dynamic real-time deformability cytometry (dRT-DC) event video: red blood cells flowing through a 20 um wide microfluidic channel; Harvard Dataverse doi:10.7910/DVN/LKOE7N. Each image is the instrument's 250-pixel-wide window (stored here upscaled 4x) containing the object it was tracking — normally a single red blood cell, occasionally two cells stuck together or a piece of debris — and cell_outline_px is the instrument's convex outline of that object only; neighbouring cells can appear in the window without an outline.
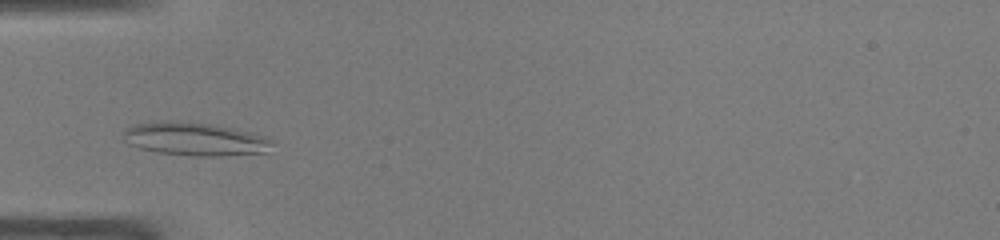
{"species": "common noctule bat (a hibernating species)", "species_latin": "Nyctalus noctula", "temperature_condition": "warm", "stored_images_in_passage": 33, "camera_frame_rate_fps": 3000, "um_per_image_px": 0.085, "animal": {"sex": "male", "body_mass_g": 19.0, "forearm_length_mm": 50.8}, "frame": {"image": 1, "passage_image": 6, "time_ms": 1.667, "image_size_px": [1000, 240], "cell_outline_px": [[272, 144], [264, 152], [220, 156], [192, 156], [156, 152], [140, 148], [128, 144], [124, 140], [120, 132], [124, 128], [136, 124], [160, 120], [172, 120], [212, 124], [252, 132], [268, 136], [272, 140]], "centroid_in_image_um": [16.5, 11.8], "position_along_channel_um": 68.5, "area_um2": 29.19}}
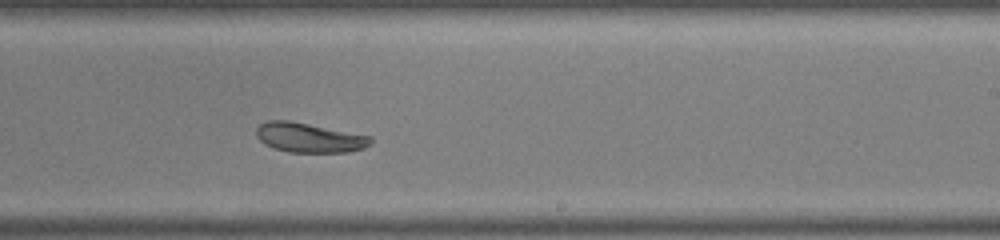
{"frame": {"image": 2, "passage_image": 20, "time_ms": 6.333, "image_size_px": [1000, 240], "cell_outline_px": [[372, 144], [364, 148], [348, 152], [288, 152], [272, 148], [264, 144], [256, 136], [256, 128], [260, 124], [268, 120], [288, 120], [372, 136]], "centroid_in_image_um": [26.27, 11.7], "position_along_channel_um": 262.7, "area_um2": 19.83}}
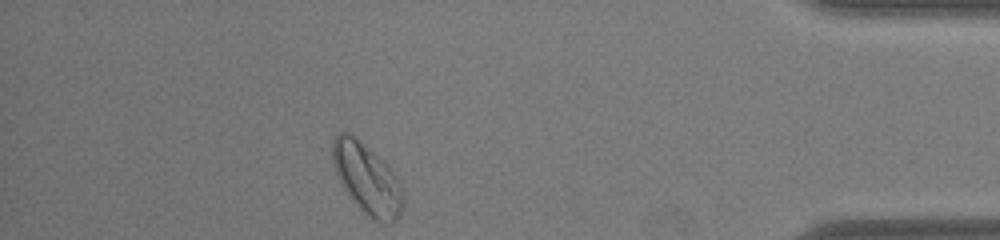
{"frame": {"image": 3, "passage_image": 33, "time_ms": 10.667, "image_size_px": [1000, 240], "cell_outline_px": [[404, 204], [400, 216], [392, 224], [384, 224], [372, 220], [348, 196], [340, 184], [332, 160], [332, 140], [340, 132], [348, 132], [360, 140], [384, 160], [388, 164], [400, 180], [404, 196]], "centroid_in_image_um": [31.23, 15.22], "position_along_channel_um": 404.0, "area_um2": 29.65}, "authors_computed_cell_mechanics": {"area_um2": 20.7502, "velocity_mm_per_s": 4.1816, "shape_relaxation_time_tau1_ms": 4.9206, "shape_relaxation_time_tau2_ms": 3.501, "deformation_change_tau1": 0.1431, "deformation_change_tau2": 0.0872}}